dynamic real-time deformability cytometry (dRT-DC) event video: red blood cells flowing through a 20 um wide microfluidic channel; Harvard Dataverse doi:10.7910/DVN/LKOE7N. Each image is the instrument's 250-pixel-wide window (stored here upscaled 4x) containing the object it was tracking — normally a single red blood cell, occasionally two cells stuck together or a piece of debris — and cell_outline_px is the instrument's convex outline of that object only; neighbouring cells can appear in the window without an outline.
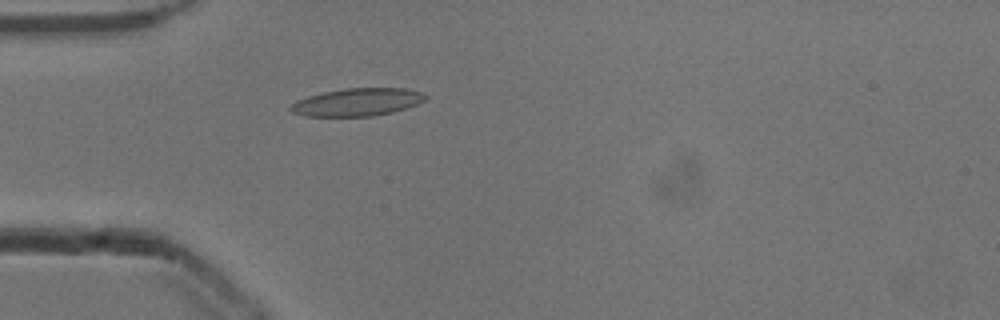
{"species": "common noctule bat (a hibernating species)", "species_latin": "Nyctalus noctula", "temperature_condition": "cold", "stored_images_in_passage": 53, "camera_frame_rate_fps": 3000, "um_per_image_px": 0.085, "animal": {"sex": "male", "body_mass_g": 13.3}, "frame": {"image": 1, "passage_image": 16, "time_ms": 5.0, "image_size_px": [1000, 320], "cell_outline_px": [[428, 96], [424, 100], [416, 104], [392, 112], [372, 116], [304, 116], [292, 112], [288, 108], [296, 100], [308, 96], [324, 92], [344, 88], [404, 88], [424, 92]], "centroid_in_image_um": [30.36, 8.67], "position_along_channel_um": 54.6, "area_um2": 21.73}}
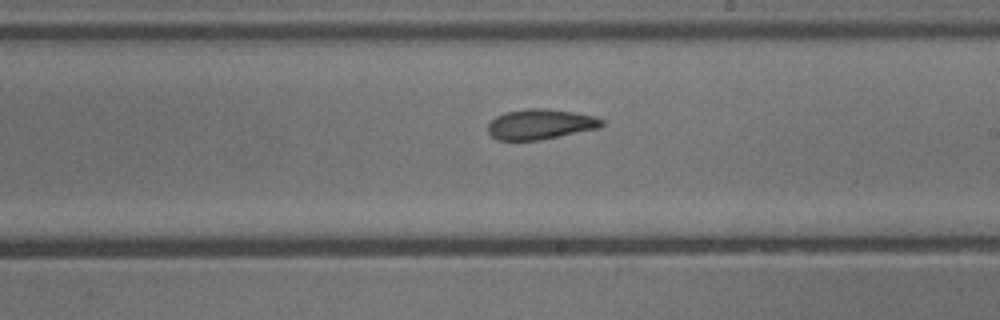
{"frame": {"image": 2, "passage_image": 31, "time_ms": 10.0, "image_size_px": [1000, 320], "cell_outline_px": [[604, 124], [600, 128], [540, 140], [496, 140], [488, 132], [488, 124], [496, 116], [508, 112], [528, 108], [548, 108], [596, 116], [604, 120]], "centroid_in_image_um": [45.96, 10.56], "position_along_channel_um": 243.0, "area_um2": 20.11}}
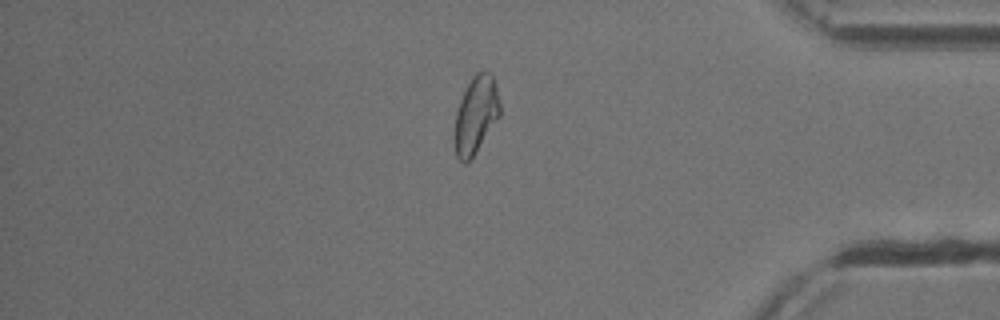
{"frame": {"image": 3, "passage_image": 45, "time_ms": 14.667, "image_size_px": [1000, 320], "cell_outline_px": [[500, 116], [472, 156], [464, 164], [456, 156], [452, 140], [456, 112], [460, 100], [472, 76], [476, 72], [488, 72], [492, 76], [496, 84], [500, 104]], "centroid_in_image_um": [40.42, 9.78], "position_along_channel_um": 394.8, "area_um2": 20.4}, "authors_computed_cell_mechanics": {"area_um2": 20.8658, "velocity_mm_per_s": 3.9001, "shape_relaxation_time_tau1_ms": 6.8704, "shape_relaxation_time_tau2_ms": 1.817, "deformation_change_tau1": 0.1861, "deformation_change_tau2": 0.0877}}